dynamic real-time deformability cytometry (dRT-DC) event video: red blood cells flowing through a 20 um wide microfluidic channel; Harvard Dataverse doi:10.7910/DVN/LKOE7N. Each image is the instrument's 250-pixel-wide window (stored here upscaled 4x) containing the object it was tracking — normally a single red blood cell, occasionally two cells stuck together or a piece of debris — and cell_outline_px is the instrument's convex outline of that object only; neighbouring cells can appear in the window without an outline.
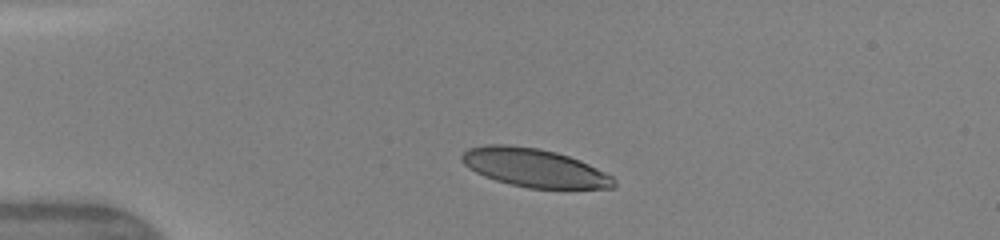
{"species": "human", "species_latin": "Homo sapiens", "temperature_condition": "warm", "stored_images_in_passage": 32, "camera_frame_rate_fps": 3000, "um_per_image_px": 0.085, "donor": {"sex": "female"}, "frame": {"image": 1, "passage_image": 1, "time_ms": 0.0, "image_size_px": [1000, 240], "cell_outline_px": [[616, 188], [528, 188], [496, 180], [484, 176], [468, 168], [460, 160], [460, 156], [468, 148], [488, 144], [508, 144], [540, 148], [556, 152], [580, 160], [612, 176], [616, 184]], "centroid_in_image_um": [45.39, 14.25], "position_along_channel_um": 39.6, "area_um2": 33.99}}
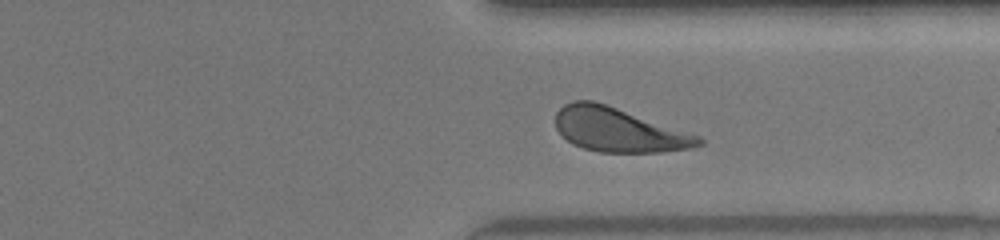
{"frame": {"image": 2, "passage_image": 27, "time_ms": 8.667, "image_size_px": [1000, 240], "cell_outline_px": [[704, 144], [692, 148], [660, 152], [600, 152], [584, 148], [572, 144], [556, 128], [556, 112], [564, 104], [572, 100], [592, 100], [700, 136], [704, 140]], "centroid_in_image_um": [52.58, 11.05], "position_along_channel_um": 358.8, "area_um2": 36.3}}
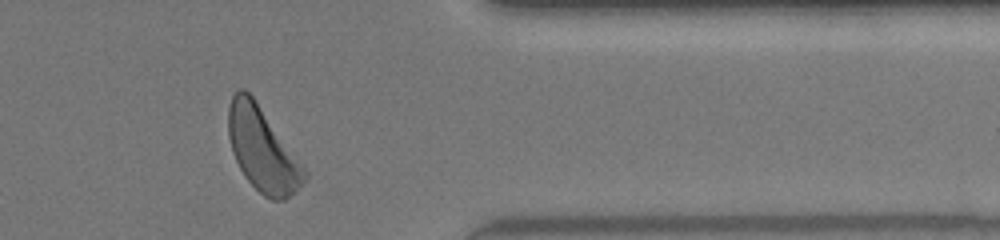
{"frame": {"image": 3, "passage_image": 30, "time_ms": 9.667, "image_size_px": [1000, 240], "cell_outline_px": [[308, 180], [284, 200], [272, 200], [264, 196], [244, 176], [232, 152], [228, 136], [228, 108], [232, 96], [240, 88], [244, 88], [252, 96], [308, 172]], "centroid_in_image_um": [22.31, 12.73], "position_along_channel_um": 389.1, "area_um2": 36.65}, "authors_computed_cell_mechanics": {"area_um2": 36.6452, "velocity_mm_per_s": 4.1533, "shape_relaxation_time_tau1_ms": 2.9681, "shape_relaxation_time_tau2_ms": 1.0616, "deformation_change_tau1": 0.1557, "deformation_change_tau2": 0.0868}}